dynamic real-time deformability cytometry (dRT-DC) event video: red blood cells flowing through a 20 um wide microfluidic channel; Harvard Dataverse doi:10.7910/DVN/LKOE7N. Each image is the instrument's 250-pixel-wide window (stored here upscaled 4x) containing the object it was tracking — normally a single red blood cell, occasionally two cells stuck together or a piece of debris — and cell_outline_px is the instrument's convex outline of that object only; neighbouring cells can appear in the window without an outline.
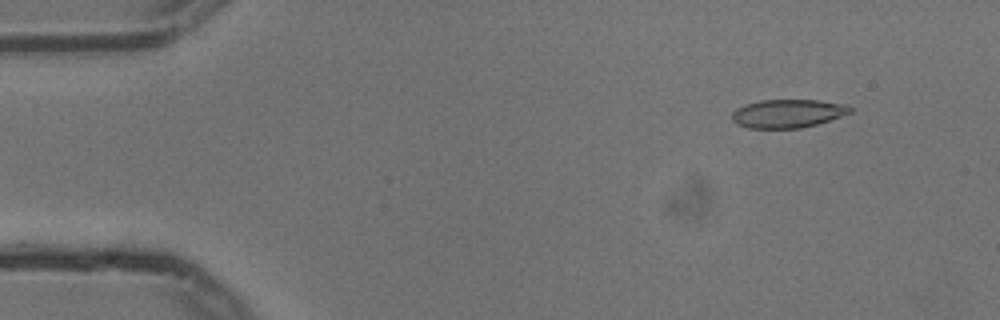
{"species": "common noctule bat (a hibernating species)", "species_latin": "Nyctalus noctula", "temperature_condition": "cold", "stored_images_in_passage": 55, "camera_frame_rate_fps": 3000, "um_per_image_px": 0.085, "animal": {"sex": "male", "body_mass_g": 13.3}, "frame": {"image": 1, "passage_image": 6, "time_ms": 1.667, "image_size_px": [1000, 320], "cell_outline_px": [[852, 112], [816, 124], [800, 128], [748, 128], [736, 124], [732, 120], [732, 112], [736, 108], [760, 100], [820, 100], [848, 104], [852, 108]], "centroid_in_image_um": [66.96, 9.64], "position_along_channel_um": 18.0, "area_um2": 19.54}}
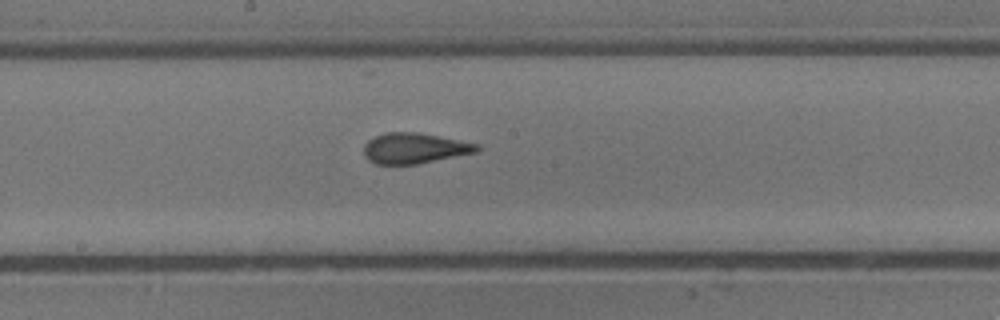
{"frame": {"image": 2, "passage_image": 29, "time_ms": 9.333, "image_size_px": [1000, 320], "cell_outline_px": [[480, 148], [476, 152], [416, 164], [376, 164], [368, 160], [364, 156], [364, 144], [368, 140], [376, 136], [388, 132], [416, 132], [480, 144]], "centroid_in_image_um": [35.2, 12.6], "position_along_channel_um": 213.0, "area_um2": 19.94}}
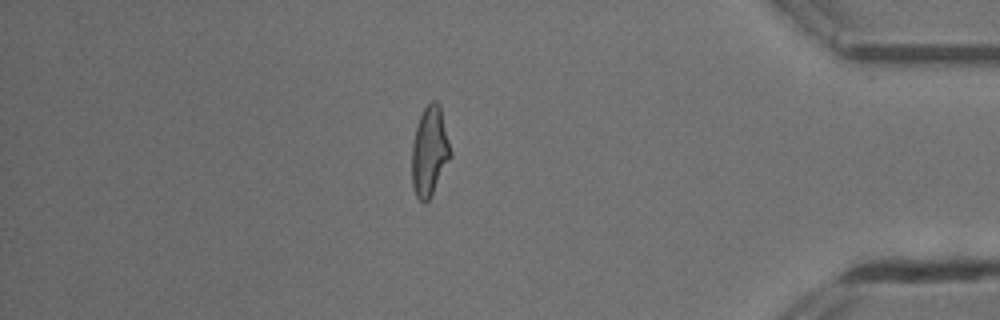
{"frame": {"image": 3, "passage_image": 47, "time_ms": 15.333, "image_size_px": [1000, 320], "cell_outline_px": [[452, 156], [428, 200], [424, 204], [416, 196], [412, 184], [412, 144], [416, 128], [420, 116], [424, 108], [432, 100], [436, 100], [440, 104], [452, 152]], "centroid_in_image_um": [36.52, 12.84], "position_along_channel_um": 398.7, "area_um2": 20.11}, "authors_computed_cell_mechanics": {"area_um2": 20.4034, "velocity_mm_per_s": 3.7468, "shape_relaxation_time_tau1_ms": 4.9773, "shape_relaxation_time_tau2_ms": 0.9964, "deformation_change_tau1": 0.193, "deformation_change_tau2": 0.0968}}